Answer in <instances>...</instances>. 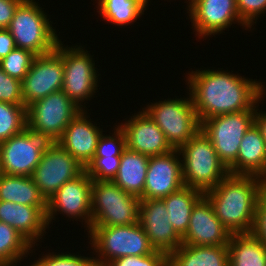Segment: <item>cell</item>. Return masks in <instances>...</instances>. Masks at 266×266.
Returning a JSON list of instances; mask_svg holds the SVG:
<instances>
[{
  "instance_id": "6da1fadb",
  "label": "cell",
  "mask_w": 266,
  "mask_h": 266,
  "mask_svg": "<svg viewBox=\"0 0 266 266\" xmlns=\"http://www.w3.org/2000/svg\"><path fill=\"white\" fill-rule=\"evenodd\" d=\"M222 69L201 68L186 73L185 84L200 123L213 116L252 110L266 98L264 82Z\"/></svg>"
},
{
  "instance_id": "7a4b0ae2",
  "label": "cell",
  "mask_w": 266,
  "mask_h": 266,
  "mask_svg": "<svg viewBox=\"0 0 266 266\" xmlns=\"http://www.w3.org/2000/svg\"><path fill=\"white\" fill-rule=\"evenodd\" d=\"M265 187L266 181L260 177L229 174L204 196L231 234L251 233L258 198Z\"/></svg>"
},
{
  "instance_id": "3957f363",
  "label": "cell",
  "mask_w": 266,
  "mask_h": 266,
  "mask_svg": "<svg viewBox=\"0 0 266 266\" xmlns=\"http://www.w3.org/2000/svg\"><path fill=\"white\" fill-rule=\"evenodd\" d=\"M178 150L182 157L184 186L205 193L230 174L201 129Z\"/></svg>"
},
{
  "instance_id": "277c9868",
  "label": "cell",
  "mask_w": 266,
  "mask_h": 266,
  "mask_svg": "<svg viewBox=\"0 0 266 266\" xmlns=\"http://www.w3.org/2000/svg\"><path fill=\"white\" fill-rule=\"evenodd\" d=\"M38 3L35 0H23L7 28L16 47L31 51L36 56L50 53L61 40L52 26L50 16Z\"/></svg>"
},
{
  "instance_id": "5b68a950",
  "label": "cell",
  "mask_w": 266,
  "mask_h": 266,
  "mask_svg": "<svg viewBox=\"0 0 266 266\" xmlns=\"http://www.w3.org/2000/svg\"><path fill=\"white\" fill-rule=\"evenodd\" d=\"M87 235L90 249L96 256L94 261L103 264L120 257L144 256L155 251L139 222L125 226L91 227Z\"/></svg>"
},
{
  "instance_id": "8992f818",
  "label": "cell",
  "mask_w": 266,
  "mask_h": 266,
  "mask_svg": "<svg viewBox=\"0 0 266 266\" xmlns=\"http://www.w3.org/2000/svg\"><path fill=\"white\" fill-rule=\"evenodd\" d=\"M141 199L113 181H92L91 227L125 226L139 220Z\"/></svg>"
},
{
  "instance_id": "52a82bcc",
  "label": "cell",
  "mask_w": 266,
  "mask_h": 266,
  "mask_svg": "<svg viewBox=\"0 0 266 266\" xmlns=\"http://www.w3.org/2000/svg\"><path fill=\"white\" fill-rule=\"evenodd\" d=\"M186 93L189 94L186 98L159 100L142 108L159 126L173 149H179L201 129L191 94Z\"/></svg>"
},
{
  "instance_id": "ba28073f",
  "label": "cell",
  "mask_w": 266,
  "mask_h": 266,
  "mask_svg": "<svg viewBox=\"0 0 266 266\" xmlns=\"http://www.w3.org/2000/svg\"><path fill=\"white\" fill-rule=\"evenodd\" d=\"M61 41V58L64 65V78L62 91L83 110L85 103L95 97L98 92L99 78L94 55L81 44L65 46ZM69 46V47H68ZM99 79V81H98ZM86 100V101H85ZM84 102V104H83ZM84 106H83V105Z\"/></svg>"
},
{
  "instance_id": "9c48e42d",
  "label": "cell",
  "mask_w": 266,
  "mask_h": 266,
  "mask_svg": "<svg viewBox=\"0 0 266 266\" xmlns=\"http://www.w3.org/2000/svg\"><path fill=\"white\" fill-rule=\"evenodd\" d=\"M82 110L60 90L27 107V127L49 142H56Z\"/></svg>"
},
{
  "instance_id": "30bf717a",
  "label": "cell",
  "mask_w": 266,
  "mask_h": 266,
  "mask_svg": "<svg viewBox=\"0 0 266 266\" xmlns=\"http://www.w3.org/2000/svg\"><path fill=\"white\" fill-rule=\"evenodd\" d=\"M254 114L255 107L213 116L201 122V130L210 139L219 159L227 168L236 161L241 140L254 124Z\"/></svg>"
},
{
  "instance_id": "8fae6325",
  "label": "cell",
  "mask_w": 266,
  "mask_h": 266,
  "mask_svg": "<svg viewBox=\"0 0 266 266\" xmlns=\"http://www.w3.org/2000/svg\"><path fill=\"white\" fill-rule=\"evenodd\" d=\"M84 171L85 167L70 152L57 142H49L31 177L41 195L48 201L65 182L74 180Z\"/></svg>"
},
{
  "instance_id": "7c38bea8",
  "label": "cell",
  "mask_w": 266,
  "mask_h": 266,
  "mask_svg": "<svg viewBox=\"0 0 266 266\" xmlns=\"http://www.w3.org/2000/svg\"><path fill=\"white\" fill-rule=\"evenodd\" d=\"M92 178L84 171L74 180L65 182L47 201L48 227L59 213L75 221L84 222L87 232L91 229ZM59 212V213H58ZM79 219V220H77Z\"/></svg>"
},
{
  "instance_id": "4fadbf2b",
  "label": "cell",
  "mask_w": 266,
  "mask_h": 266,
  "mask_svg": "<svg viewBox=\"0 0 266 266\" xmlns=\"http://www.w3.org/2000/svg\"><path fill=\"white\" fill-rule=\"evenodd\" d=\"M49 141L28 127L0 143L3 174L32 176Z\"/></svg>"
},
{
  "instance_id": "5bb4252c",
  "label": "cell",
  "mask_w": 266,
  "mask_h": 266,
  "mask_svg": "<svg viewBox=\"0 0 266 266\" xmlns=\"http://www.w3.org/2000/svg\"><path fill=\"white\" fill-rule=\"evenodd\" d=\"M64 65L61 58V40L50 53L34 58L22 81V96L27 108L33 102L60 91L63 86Z\"/></svg>"
},
{
  "instance_id": "9a60e30c",
  "label": "cell",
  "mask_w": 266,
  "mask_h": 266,
  "mask_svg": "<svg viewBox=\"0 0 266 266\" xmlns=\"http://www.w3.org/2000/svg\"><path fill=\"white\" fill-rule=\"evenodd\" d=\"M187 4L191 26L198 39L221 34L232 24L249 31L238 15L236 0H190Z\"/></svg>"
},
{
  "instance_id": "2e32d148",
  "label": "cell",
  "mask_w": 266,
  "mask_h": 266,
  "mask_svg": "<svg viewBox=\"0 0 266 266\" xmlns=\"http://www.w3.org/2000/svg\"><path fill=\"white\" fill-rule=\"evenodd\" d=\"M178 149L168 153L149 157L144 199H163L184 186L182 177V159Z\"/></svg>"
},
{
  "instance_id": "e0dca14e",
  "label": "cell",
  "mask_w": 266,
  "mask_h": 266,
  "mask_svg": "<svg viewBox=\"0 0 266 266\" xmlns=\"http://www.w3.org/2000/svg\"><path fill=\"white\" fill-rule=\"evenodd\" d=\"M138 222L156 251L168 256L182 245V238L173 229L163 199L141 200Z\"/></svg>"
},
{
  "instance_id": "ac0fdd59",
  "label": "cell",
  "mask_w": 266,
  "mask_h": 266,
  "mask_svg": "<svg viewBox=\"0 0 266 266\" xmlns=\"http://www.w3.org/2000/svg\"><path fill=\"white\" fill-rule=\"evenodd\" d=\"M229 232L216 217L212 204L203 196L190 215L188 230L182 237V244L192 246L228 245Z\"/></svg>"
},
{
  "instance_id": "d6986e66",
  "label": "cell",
  "mask_w": 266,
  "mask_h": 266,
  "mask_svg": "<svg viewBox=\"0 0 266 266\" xmlns=\"http://www.w3.org/2000/svg\"><path fill=\"white\" fill-rule=\"evenodd\" d=\"M118 124L125 133L126 147L130 150L149 157L173 150L162 130L143 109Z\"/></svg>"
},
{
  "instance_id": "ffe728a7",
  "label": "cell",
  "mask_w": 266,
  "mask_h": 266,
  "mask_svg": "<svg viewBox=\"0 0 266 266\" xmlns=\"http://www.w3.org/2000/svg\"><path fill=\"white\" fill-rule=\"evenodd\" d=\"M87 109L82 110L65 128L62 136L56 141L67 150L85 168L93 160L98 140L103 128L88 115ZM90 118V119H89ZM94 122V123H92Z\"/></svg>"
},
{
  "instance_id": "44dd1931",
  "label": "cell",
  "mask_w": 266,
  "mask_h": 266,
  "mask_svg": "<svg viewBox=\"0 0 266 266\" xmlns=\"http://www.w3.org/2000/svg\"><path fill=\"white\" fill-rule=\"evenodd\" d=\"M47 206H28L9 201H0V221L11 225L32 246L40 245L49 229L46 220ZM41 239V240H40Z\"/></svg>"
},
{
  "instance_id": "7402d4cb",
  "label": "cell",
  "mask_w": 266,
  "mask_h": 266,
  "mask_svg": "<svg viewBox=\"0 0 266 266\" xmlns=\"http://www.w3.org/2000/svg\"><path fill=\"white\" fill-rule=\"evenodd\" d=\"M228 170L231 175L257 176L266 181V145L255 124L243 136L237 159Z\"/></svg>"
},
{
  "instance_id": "603a6c76",
  "label": "cell",
  "mask_w": 266,
  "mask_h": 266,
  "mask_svg": "<svg viewBox=\"0 0 266 266\" xmlns=\"http://www.w3.org/2000/svg\"><path fill=\"white\" fill-rule=\"evenodd\" d=\"M148 162L149 156L126 147L121 154L118 172L112 181L125 192L141 198L146 181Z\"/></svg>"
},
{
  "instance_id": "cb8c5ba5",
  "label": "cell",
  "mask_w": 266,
  "mask_h": 266,
  "mask_svg": "<svg viewBox=\"0 0 266 266\" xmlns=\"http://www.w3.org/2000/svg\"><path fill=\"white\" fill-rule=\"evenodd\" d=\"M168 266H229L227 245H180L168 255Z\"/></svg>"
},
{
  "instance_id": "d4e9b609",
  "label": "cell",
  "mask_w": 266,
  "mask_h": 266,
  "mask_svg": "<svg viewBox=\"0 0 266 266\" xmlns=\"http://www.w3.org/2000/svg\"><path fill=\"white\" fill-rule=\"evenodd\" d=\"M203 196L204 193L200 190L183 186L163 198L173 229L181 238L188 230L190 215L195 204Z\"/></svg>"
},
{
  "instance_id": "484cf974",
  "label": "cell",
  "mask_w": 266,
  "mask_h": 266,
  "mask_svg": "<svg viewBox=\"0 0 266 266\" xmlns=\"http://www.w3.org/2000/svg\"><path fill=\"white\" fill-rule=\"evenodd\" d=\"M0 201L28 206H47L31 176L3 174L0 178Z\"/></svg>"
},
{
  "instance_id": "4316f807",
  "label": "cell",
  "mask_w": 266,
  "mask_h": 266,
  "mask_svg": "<svg viewBox=\"0 0 266 266\" xmlns=\"http://www.w3.org/2000/svg\"><path fill=\"white\" fill-rule=\"evenodd\" d=\"M227 247L229 266H266V246L252 233L232 234Z\"/></svg>"
},
{
  "instance_id": "83f0119b",
  "label": "cell",
  "mask_w": 266,
  "mask_h": 266,
  "mask_svg": "<svg viewBox=\"0 0 266 266\" xmlns=\"http://www.w3.org/2000/svg\"><path fill=\"white\" fill-rule=\"evenodd\" d=\"M98 1V2H97ZM100 17L116 26L127 27L144 15L150 0H97ZM122 26V27H121Z\"/></svg>"
},
{
  "instance_id": "f1b7e54d",
  "label": "cell",
  "mask_w": 266,
  "mask_h": 266,
  "mask_svg": "<svg viewBox=\"0 0 266 266\" xmlns=\"http://www.w3.org/2000/svg\"><path fill=\"white\" fill-rule=\"evenodd\" d=\"M34 249L35 245L32 246L11 225L0 221V266L19 265L24 257L35 252Z\"/></svg>"
},
{
  "instance_id": "f546056e",
  "label": "cell",
  "mask_w": 266,
  "mask_h": 266,
  "mask_svg": "<svg viewBox=\"0 0 266 266\" xmlns=\"http://www.w3.org/2000/svg\"><path fill=\"white\" fill-rule=\"evenodd\" d=\"M27 127L25 105L0 102V143Z\"/></svg>"
},
{
  "instance_id": "4dcf8cb0",
  "label": "cell",
  "mask_w": 266,
  "mask_h": 266,
  "mask_svg": "<svg viewBox=\"0 0 266 266\" xmlns=\"http://www.w3.org/2000/svg\"><path fill=\"white\" fill-rule=\"evenodd\" d=\"M35 57L31 51L15 47L0 60V66L9 76L22 82Z\"/></svg>"
},
{
  "instance_id": "1f68e13d",
  "label": "cell",
  "mask_w": 266,
  "mask_h": 266,
  "mask_svg": "<svg viewBox=\"0 0 266 266\" xmlns=\"http://www.w3.org/2000/svg\"><path fill=\"white\" fill-rule=\"evenodd\" d=\"M116 126V127H115ZM113 126V133L110 135L101 134L94 157L121 156L126 148V136L120 125Z\"/></svg>"
},
{
  "instance_id": "d6a6232c",
  "label": "cell",
  "mask_w": 266,
  "mask_h": 266,
  "mask_svg": "<svg viewBox=\"0 0 266 266\" xmlns=\"http://www.w3.org/2000/svg\"><path fill=\"white\" fill-rule=\"evenodd\" d=\"M77 253H70L69 251L65 253H63V251H61V253L53 251L50 253L48 252V254L45 253V255L43 253L42 256L34 260V263L32 262L30 266H88L94 260L93 256L85 257L79 254V252Z\"/></svg>"
},
{
  "instance_id": "836d02e7",
  "label": "cell",
  "mask_w": 266,
  "mask_h": 266,
  "mask_svg": "<svg viewBox=\"0 0 266 266\" xmlns=\"http://www.w3.org/2000/svg\"><path fill=\"white\" fill-rule=\"evenodd\" d=\"M121 156L94 157L85 171L97 181H112L118 172Z\"/></svg>"
},
{
  "instance_id": "e575fe53",
  "label": "cell",
  "mask_w": 266,
  "mask_h": 266,
  "mask_svg": "<svg viewBox=\"0 0 266 266\" xmlns=\"http://www.w3.org/2000/svg\"><path fill=\"white\" fill-rule=\"evenodd\" d=\"M0 102L24 105L22 82L9 76L0 66Z\"/></svg>"
},
{
  "instance_id": "d590c367",
  "label": "cell",
  "mask_w": 266,
  "mask_h": 266,
  "mask_svg": "<svg viewBox=\"0 0 266 266\" xmlns=\"http://www.w3.org/2000/svg\"><path fill=\"white\" fill-rule=\"evenodd\" d=\"M108 266H168V256L155 250L149 255L117 258L109 262Z\"/></svg>"
},
{
  "instance_id": "8d00e7d4",
  "label": "cell",
  "mask_w": 266,
  "mask_h": 266,
  "mask_svg": "<svg viewBox=\"0 0 266 266\" xmlns=\"http://www.w3.org/2000/svg\"><path fill=\"white\" fill-rule=\"evenodd\" d=\"M236 4L240 19L250 30L258 18L266 13V0H236Z\"/></svg>"
},
{
  "instance_id": "74e56055",
  "label": "cell",
  "mask_w": 266,
  "mask_h": 266,
  "mask_svg": "<svg viewBox=\"0 0 266 266\" xmlns=\"http://www.w3.org/2000/svg\"><path fill=\"white\" fill-rule=\"evenodd\" d=\"M251 233L266 246V187L262 190L258 198Z\"/></svg>"
},
{
  "instance_id": "f35d334b",
  "label": "cell",
  "mask_w": 266,
  "mask_h": 266,
  "mask_svg": "<svg viewBox=\"0 0 266 266\" xmlns=\"http://www.w3.org/2000/svg\"><path fill=\"white\" fill-rule=\"evenodd\" d=\"M23 0H0V29H7L18 5Z\"/></svg>"
},
{
  "instance_id": "ab89813d",
  "label": "cell",
  "mask_w": 266,
  "mask_h": 266,
  "mask_svg": "<svg viewBox=\"0 0 266 266\" xmlns=\"http://www.w3.org/2000/svg\"><path fill=\"white\" fill-rule=\"evenodd\" d=\"M14 38L8 29H0V60L15 48Z\"/></svg>"
},
{
  "instance_id": "60d3db41",
  "label": "cell",
  "mask_w": 266,
  "mask_h": 266,
  "mask_svg": "<svg viewBox=\"0 0 266 266\" xmlns=\"http://www.w3.org/2000/svg\"><path fill=\"white\" fill-rule=\"evenodd\" d=\"M264 101V98H262L255 106V114H254V124L259 129L261 136L263 140L265 141L266 145V111H262V109H258L260 106V102ZM258 111V112H257Z\"/></svg>"
},
{
  "instance_id": "b9f144b4",
  "label": "cell",
  "mask_w": 266,
  "mask_h": 266,
  "mask_svg": "<svg viewBox=\"0 0 266 266\" xmlns=\"http://www.w3.org/2000/svg\"><path fill=\"white\" fill-rule=\"evenodd\" d=\"M88 266H108V264L99 263L93 260Z\"/></svg>"
},
{
  "instance_id": "7bdbcfd3",
  "label": "cell",
  "mask_w": 266,
  "mask_h": 266,
  "mask_svg": "<svg viewBox=\"0 0 266 266\" xmlns=\"http://www.w3.org/2000/svg\"><path fill=\"white\" fill-rule=\"evenodd\" d=\"M3 175L2 168H1V163H0V178Z\"/></svg>"
}]
</instances>
